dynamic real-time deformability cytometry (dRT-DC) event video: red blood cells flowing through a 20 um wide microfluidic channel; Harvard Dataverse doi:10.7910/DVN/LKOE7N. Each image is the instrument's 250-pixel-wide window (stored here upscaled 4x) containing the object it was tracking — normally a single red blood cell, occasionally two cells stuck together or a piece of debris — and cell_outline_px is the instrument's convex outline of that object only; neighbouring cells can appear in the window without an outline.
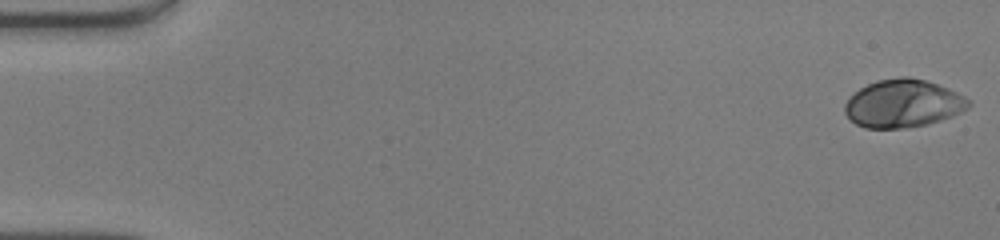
{"species": "human", "species_latin": "Homo sapiens", "temperature_condition": "warm", "stored_images_in_passage": 50, "camera_frame_rate_fps": 3000, "um_per_image_px": 0.085, "donor": {"sex": "male"}, "frame": {"image": 1, "passage_image": 1, "time_ms": 0.0, "image_size_px": [1000, 240], "cell_outline_px": [[972, 104], [968, 108], [952, 116], [928, 124], [904, 128], [864, 128], [856, 124], [844, 112], [844, 104], [860, 88], [876, 80], [900, 76], [908, 76], [924, 80], [948, 88], [972, 100]], "centroid_in_image_um": [76.78, 8.79], "position_along_channel_um": 8.2, "area_um2": 34.56}}
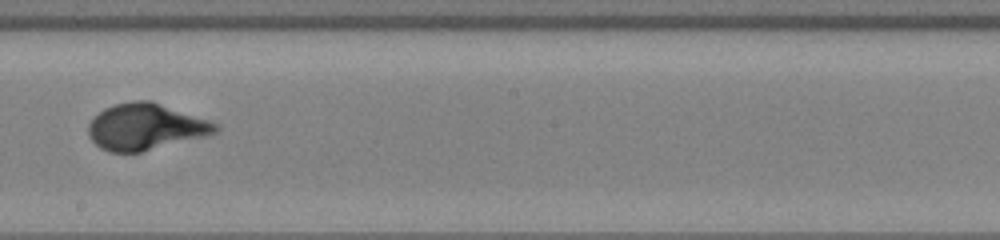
{"frame": {"image": 2, "passage_image": 29, "time_ms": 9.333, "image_size_px": [1000, 240], "cell_outline_px": [[220, 128], [216, 132], [204, 136], [140, 152], [108, 152], [100, 148], [88, 136], [88, 124], [104, 108], [116, 104], [136, 100], [148, 100], [220, 124]], "centroid_in_image_um": [12.35, 10.79], "position_along_channel_um": 235.9, "area_um2": 33.81}}
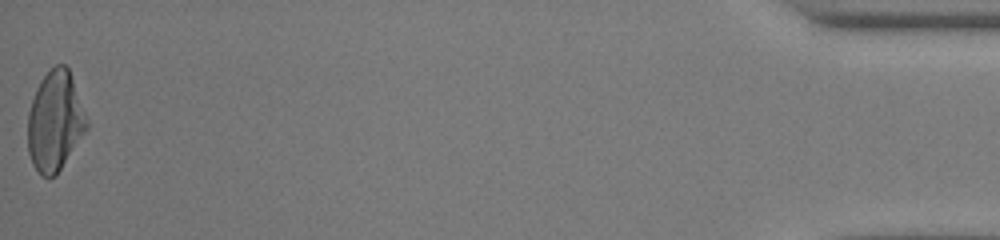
{"frame": {"image": 3, "passage_image": 50, "time_ms": 16.333, "image_size_px": [1000, 240], "cell_outline_px": [[88, 128], [56, 176], [48, 180], [40, 176], [32, 164], [28, 152], [28, 112], [36, 88], [40, 80], [56, 64], [64, 64], [68, 68], [88, 120]], "centroid_in_image_um": [4.66, 10.36], "position_along_channel_um": 430.5, "area_um2": 34.39}}